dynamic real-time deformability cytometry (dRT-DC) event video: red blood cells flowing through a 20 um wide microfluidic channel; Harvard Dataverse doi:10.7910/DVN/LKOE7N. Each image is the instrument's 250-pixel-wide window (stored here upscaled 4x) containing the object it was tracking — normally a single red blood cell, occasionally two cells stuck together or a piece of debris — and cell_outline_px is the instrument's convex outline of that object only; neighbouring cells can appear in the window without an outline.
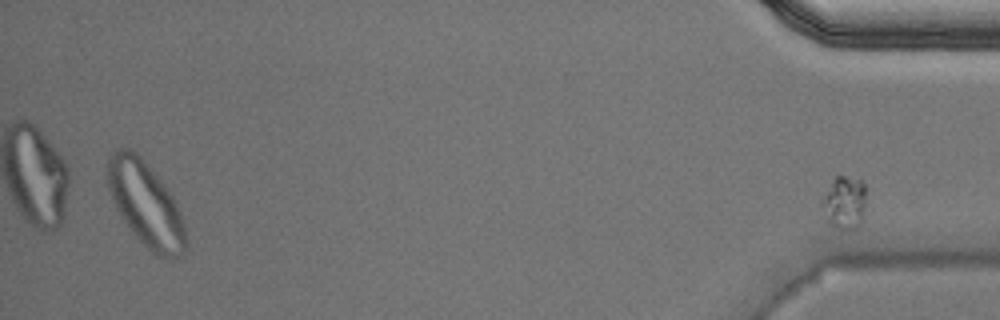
{"species": "Egyptian fruit bat (a non-hibernating species)", "species_latin": "Rousettus aegyptiacus", "temperature_condition": "warm", "stored_images_in_passage": 34, "camera_frame_rate_fps": 3000, "um_per_image_px": 0.085, "animal": {"sex": "male"}, "frame": {"image": 1, "passage_image": 34, "time_ms": 11.0, "image_size_px": [1000, 320], "cell_outline_px": [[864, 220], [860, 224], [852, 228], [840, 228], [828, 220], [820, 200], [824, 192], [832, 180], [836, 176], [844, 176], [860, 180], [864, 184]], "centroid_in_image_um": [71.78, 17.17], "position_along_channel_um": 363.4, "area_um2": 13.24}}